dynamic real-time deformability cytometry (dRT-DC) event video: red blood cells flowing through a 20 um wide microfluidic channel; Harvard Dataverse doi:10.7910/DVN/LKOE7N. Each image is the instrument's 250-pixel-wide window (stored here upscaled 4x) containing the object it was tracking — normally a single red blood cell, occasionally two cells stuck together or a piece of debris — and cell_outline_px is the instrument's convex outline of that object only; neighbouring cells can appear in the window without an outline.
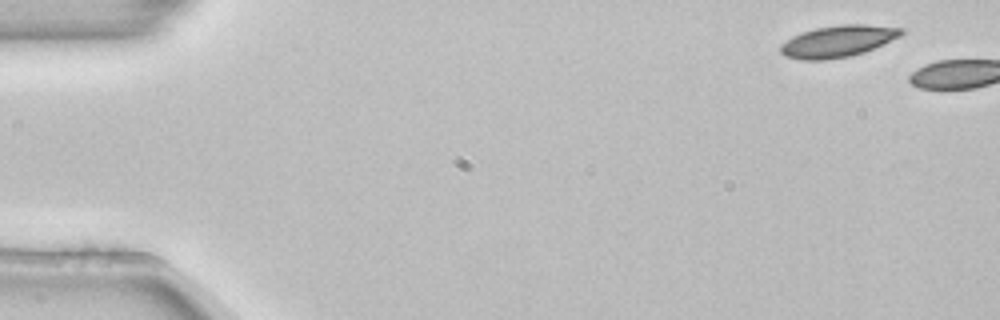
{"species": "common noctule bat (a hibernating species)", "species_latin": "Nyctalus noctula", "temperature_condition": "room temperature", "stored_images_in_passage": 2, "camera_frame_rate_fps": 3000, "um_per_image_px": 0.085, "animal": {"sex": "female", "body_mass_g": 22.7, "forearm_length_mm": 54.2}, "frame": {"image": 1, "passage_image": 1, "time_ms": 0.0, "image_size_px": [1000, 320], "cell_outline_px": [[904, 32], [900, 36], [864, 52], [848, 56], [824, 60], [800, 60], [784, 56], [780, 52], [780, 44], [792, 36], [800, 32], [816, 28], [840, 24], [864, 24], [904, 28]], "centroid_in_image_um": [71.18, 3.5], "position_along_channel_um": 13.8, "area_um2": 22.31}}